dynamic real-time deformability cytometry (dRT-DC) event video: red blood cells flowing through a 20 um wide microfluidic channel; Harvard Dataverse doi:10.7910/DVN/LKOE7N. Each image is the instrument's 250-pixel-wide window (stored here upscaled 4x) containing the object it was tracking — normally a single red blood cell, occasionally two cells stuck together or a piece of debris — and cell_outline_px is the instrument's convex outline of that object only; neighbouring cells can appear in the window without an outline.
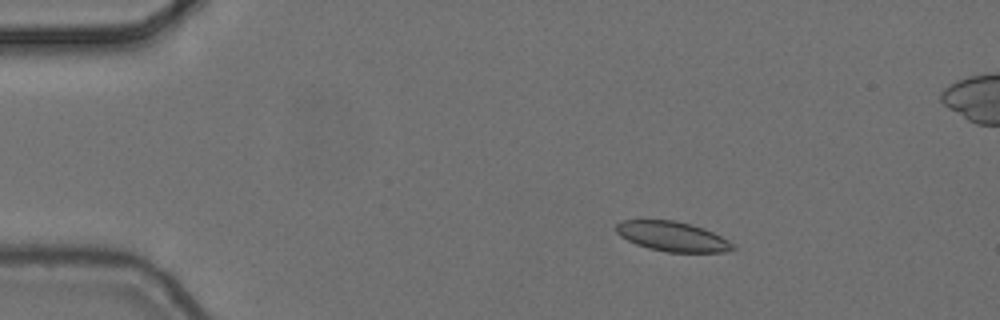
{"species": "common noctule bat (a hibernating species)", "species_latin": "Nyctalus noctula", "temperature_condition": "cold", "stored_images_in_passage": 6, "camera_frame_rate_fps": 3000, "um_per_image_px": 0.085, "animal": {"sex": "female", "body_mass_g": 24.6, "forearm_length_mm": 56.2}, "frame": {"image": 1, "passage_image": 3, "time_ms": 0.667, "image_size_px": [1000, 320], "cell_outline_px": [[736, 248], [724, 252], [668, 252], [648, 248], [636, 244], [620, 236], [616, 232], [616, 224], [624, 220], [676, 220], [692, 224], [704, 228], [728, 240]], "centroid_in_image_um": [57.15, 20.09], "position_along_channel_um": 27.9, "area_um2": 20.17}}